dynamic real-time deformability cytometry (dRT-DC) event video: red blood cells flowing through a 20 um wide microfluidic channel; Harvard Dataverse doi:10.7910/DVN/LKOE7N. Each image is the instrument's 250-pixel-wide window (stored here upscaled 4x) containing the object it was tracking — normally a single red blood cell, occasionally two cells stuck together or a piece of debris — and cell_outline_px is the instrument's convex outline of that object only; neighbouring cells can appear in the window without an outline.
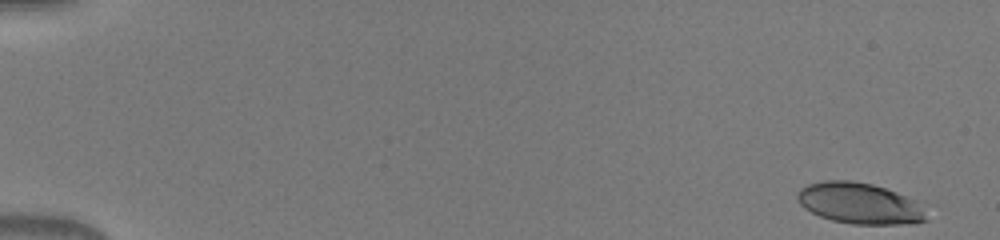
{"species": "human", "species_latin": "Homo sapiens", "temperature_condition": "warm", "stored_images_in_passage": 49, "camera_frame_rate_fps": 3000, "um_per_image_px": 0.085, "donor": {"sex": "male"}, "frame": {"image": 1, "passage_image": 1, "time_ms": 0.0, "image_size_px": [1000, 240], "cell_outline_px": [[928, 220], [916, 224], [852, 224], [832, 220], [820, 216], [804, 208], [800, 204], [796, 196], [796, 192], [800, 188], [808, 184], [824, 180], [852, 180], [872, 184], [896, 192], [916, 200], [924, 204], [928, 208]], "centroid_in_image_um": [73.14, 17.29], "position_along_channel_um": 11.9, "area_um2": 31.5}}
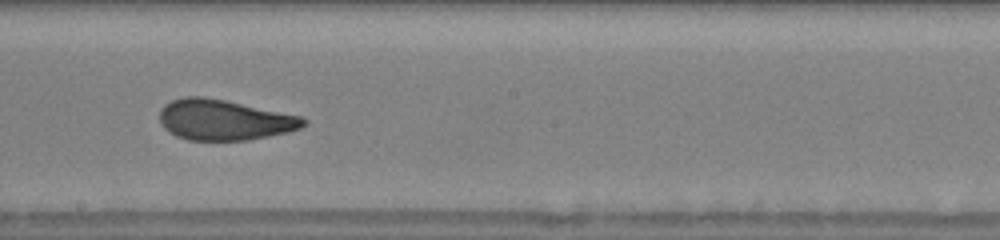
{"frame": {"image": 2, "passage_image": 29, "time_ms": 9.333, "image_size_px": [1000, 240], "cell_outline_px": [[308, 120], [300, 128], [288, 132], [248, 140], [188, 140], [176, 136], [168, 132], [164, 128], [160, 120], [160, 108], [164, 104], [172, 100], [184, 96], [204, 96], [304, 116]], "centroid_in_image_um": [19.05, 10.18], "position_along_channel_um": 229.1, "area_um2": 34.16}}
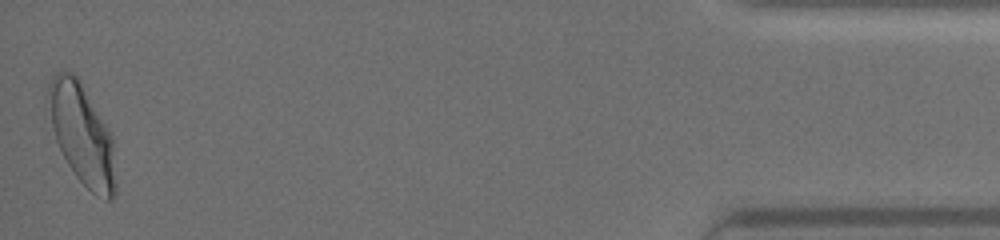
{"frame": {"image": 3, "passage_image": 49, "time_ms": 16.0, "image_size_px": [1000, 240], "cell_outline_px": [[116, 188], [112, 200], [108, 200], [92, 192], [76, 176], [68, 164], [56, 140], [52, 124], [48, 92], [48, 84], [52, 76], [56, 72], [72, 72], [80, 80], [112, 136], [116, 184]], "centroid_in_image_um": [6.99, 11.42], "position_along_channel_um": 428.2, "area_um2": 38.49}}